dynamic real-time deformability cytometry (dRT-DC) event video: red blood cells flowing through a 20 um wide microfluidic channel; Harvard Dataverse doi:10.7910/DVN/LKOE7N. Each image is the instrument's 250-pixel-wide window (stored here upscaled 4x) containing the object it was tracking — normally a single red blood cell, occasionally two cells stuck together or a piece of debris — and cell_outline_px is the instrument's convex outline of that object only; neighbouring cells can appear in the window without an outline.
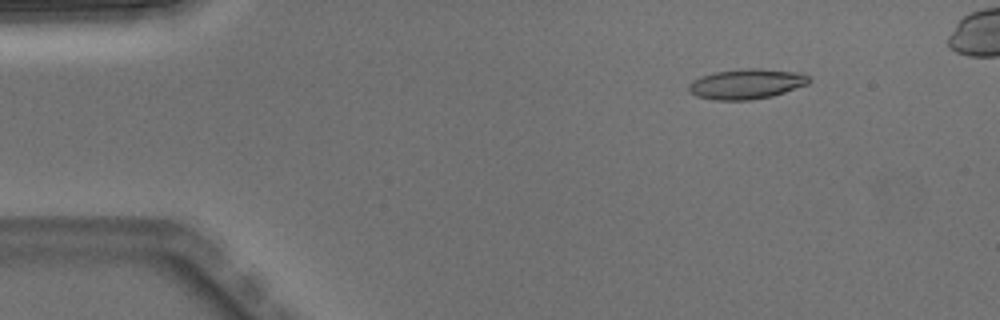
{"species": "Egyptian fruit bat (a non-hibernating species)", "species_latin": "Rousettus aegyptiacus", "temperature_condition": "warm", "stored_images_in_passage": 5, "camera_frame_rate_fps": 3000, "um_per_image_px": 0.085, "animal": {"sex": "male"}, "frame": {"image": 1, "passage_image": 2, "time_ms": 0.333, "image_size_px": [1000, 320], "cell_outline_px": [[812, 80], [808, 84], [772, 96], [748, 100], [716, 100], [696, 96], [688, 92], [688, 84], [692, 80], [700, 76], [716, 72], [748, 68], [760, 68], [800, 72], [808, 76]], "centroid_in_image_um": [63.44, 7.13], "position_along_channel_um": 21.6, "area_um2": 21.21}}